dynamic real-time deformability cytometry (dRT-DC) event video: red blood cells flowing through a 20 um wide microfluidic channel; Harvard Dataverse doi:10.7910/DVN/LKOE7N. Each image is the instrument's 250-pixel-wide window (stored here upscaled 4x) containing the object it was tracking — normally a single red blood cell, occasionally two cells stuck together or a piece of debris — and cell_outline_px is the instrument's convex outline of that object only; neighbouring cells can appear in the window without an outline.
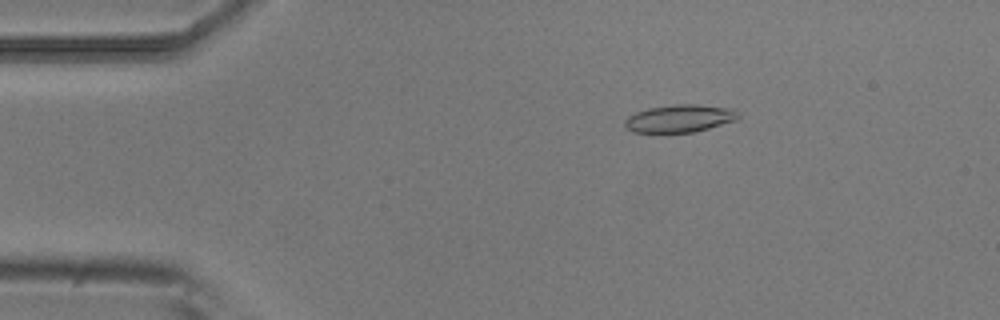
{"species": "common noctule bat (a hibernating species)", "species_latin": "Nyctalus noctula", "temperature_condition": "room temperature", "stored_images_in_passage": 5, "camera_frame_rate_fps": 3000, "um_per_image_px": 0.085, "animal": {"sex": "male", "body_mass_g": 20.5, "forearm_length_mm": 52.5}, "frame": {"image": 1, "passage_image": 3, "time_ms": 0.667, "image_size_px": [1000, 320], "cell_outline_px": [[740, 116], [736, 120], [696, 132], [632, 132], [624, 128], [624, 120], [628, 116], [636, 112], [648, 108], [672, 104], [696, 104], [732, 108], [740, 112]], "centroid_in_image_um": [57.77, 10.06], "position_along_channel_um": 27.2, "area_um2": 18.5}}